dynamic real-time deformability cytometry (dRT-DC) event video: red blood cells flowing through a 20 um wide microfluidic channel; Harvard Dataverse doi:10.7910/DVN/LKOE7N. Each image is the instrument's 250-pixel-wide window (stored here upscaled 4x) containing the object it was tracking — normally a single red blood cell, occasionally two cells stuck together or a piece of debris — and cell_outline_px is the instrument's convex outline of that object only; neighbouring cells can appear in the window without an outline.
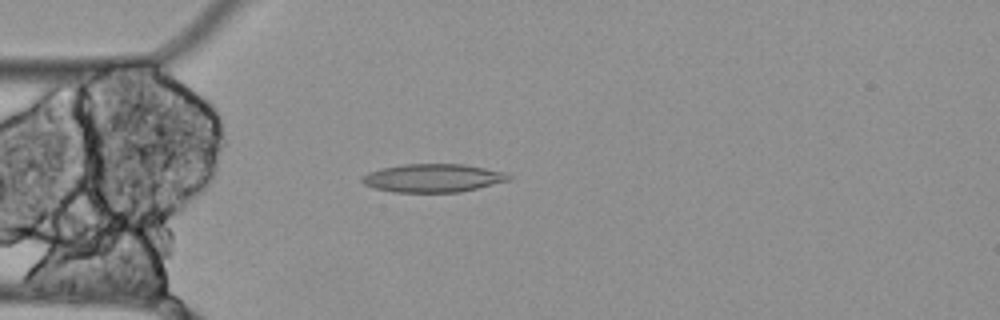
{"species": "Egyptian fruit bat (a non-hibernating species)", "species_latin": "Rousettus aegyptiacus", "temperature_condition": "cold", "stored_images_in_passage": 56, "camera_frame_rate_fps": 3000, "um_per_image_px": 0.085, "animal": {"sex": "female"}, "frame": {"image": 1, "passage_image": 15, "time_ms": 4.667, "image_size_px": [1000, 320], "cell_outline_px": [[512, 180], [460, 192], [392, 192], [376, 188], [364, 184], [360, 180], [360, 176], [368, 172], [380, 168], [404, 164], [464, 164], [504, 172], [512, 176]], "centroid_in_image_um": [36.79, 15.13], "position_along_channel_um": 48.2, "area_um2": 24.28}}
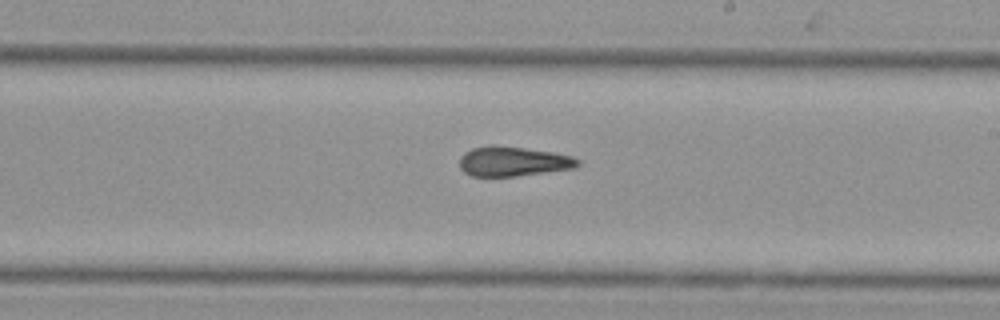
{"frame": {"image": 2, "passage_image": 32, "time_ms": 10.333, "image_size_px": [1000, 320], "cell_outline_px": [[580, 164], [576, 168], [516, 176], [472, 176], [464, 172], [460, 168], [460, 156], [464, 152], [472, 148], [492, 144], [524, 148], [552, 152], [572, 156], [580, 160]], "centroid_in_image_um": [43.61, 13.71], "position_along_channel_um": 245.4, "area_um2": 20.58}}
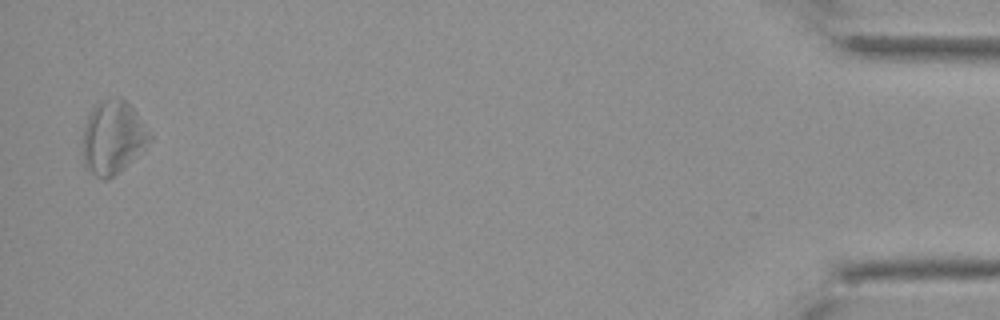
{"frame": {"image": 3, "passage_image": 55, "time_ms": 18.0, "image_size_px": [1000, 320], "cell_outline_px": [[152, 140], [128, 164], [108, 180], [104, 180], [96, 176], [84, 164], [84, 128], [88, 116], [92, 108], [96, 104], [104, 100], [116, 96], [120, 96], [136, 112], [152, 132]], "centroid_in_image_um": [9.63, 11.66], "position_along_channel_um": 425.6, "area_um2": 28.32}}